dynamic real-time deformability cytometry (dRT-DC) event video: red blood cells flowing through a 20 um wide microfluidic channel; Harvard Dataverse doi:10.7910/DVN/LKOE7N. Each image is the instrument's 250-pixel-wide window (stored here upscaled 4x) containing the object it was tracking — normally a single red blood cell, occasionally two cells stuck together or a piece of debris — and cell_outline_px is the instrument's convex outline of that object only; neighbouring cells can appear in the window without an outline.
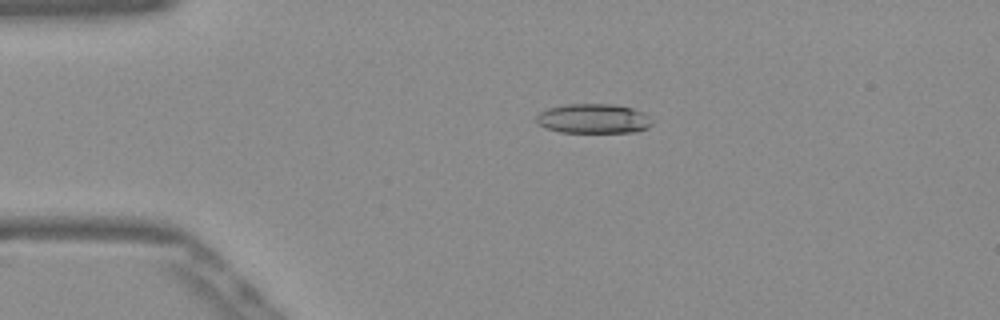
{"species": "Egyptian fruit bat (a non-hibernating species)", "species_latin": "Rousettus aegyptiacus", "temperature_condition": "warm", "stored_images_in_passage": 52, "camera_frame_rate_fps": 3000, "um_per_image_px": 0.085, "frame": {"image": 1, "passage_image": 11, "time_ms": 3.333, "image_size_px": [1000, 320], "cell_outline_px": [[652, 124], [648, 128], [636, 132], [560, 132], [536, 124], [536, 116], [540, 112], [548, 108], [564, 104], [616, 104], [632, 108], [644, 112], [652, 120]], "centroid_in_image_um": [50.45, 10.08], "position_along_channel_um": 34.5, "area_um2": 20.11}}
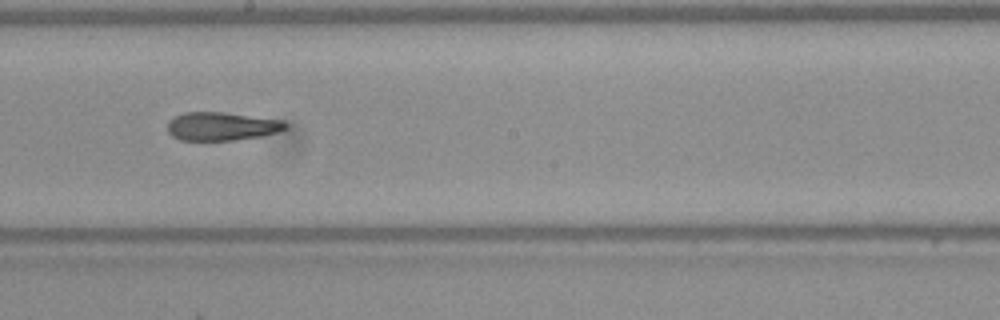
{"frame": {"image": 2, "passage_image": 29, "time_ms": 9.333, "image_size_px": [1000, 320], "cell_outline_px": [[288, 128], [276, 132], [260, 136], [236, 140], [180, 140], [172, 136], [168, 132], [168, 120], [184, 112], [224, 112], [284, 120], [288, 124]], "centroid_in_image_um": [18.85, 10.73], "position_along_channel_um": 229.3, "area_um2": 19.59}}
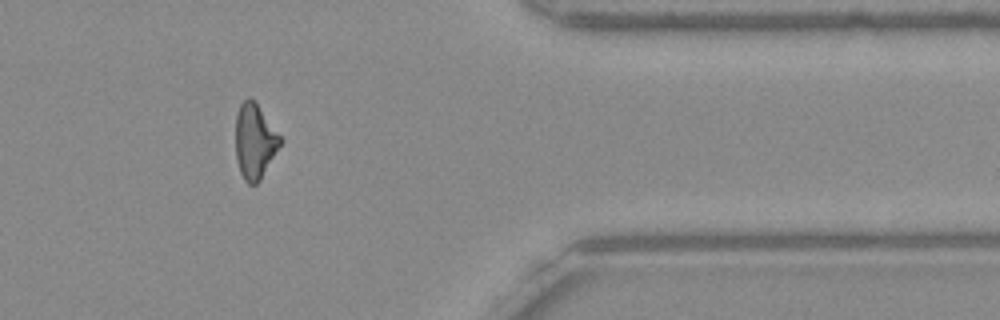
{"frame": {"image": 3, "passage_image": 43, "time_ms": 14.0, "image_size_px": [1000, 320], "cell_outline_px": [[280, 144], [260, 180], [256, 184], [248, 184], [244, 180], [240, 172], [236, 160], [236, 116], [240, 104], [248, 96], [252, 96], [280, 136]], "centroid_in_image_um": [21.62, 11.98], "position_along_channel_um": 389.8, "area_um2": 19.25}, "authors_computed_cell_mechanics": {"area_um2": 19.9988, "velocity_mm_per_s": 3.8954, "shape_relaxation_time_tau1_ms": null, "shape_relaxation_time_tau2_ms": 3.8047, "deformation_change_tau1": null, "deformation_change_tau2": 0.1367}}